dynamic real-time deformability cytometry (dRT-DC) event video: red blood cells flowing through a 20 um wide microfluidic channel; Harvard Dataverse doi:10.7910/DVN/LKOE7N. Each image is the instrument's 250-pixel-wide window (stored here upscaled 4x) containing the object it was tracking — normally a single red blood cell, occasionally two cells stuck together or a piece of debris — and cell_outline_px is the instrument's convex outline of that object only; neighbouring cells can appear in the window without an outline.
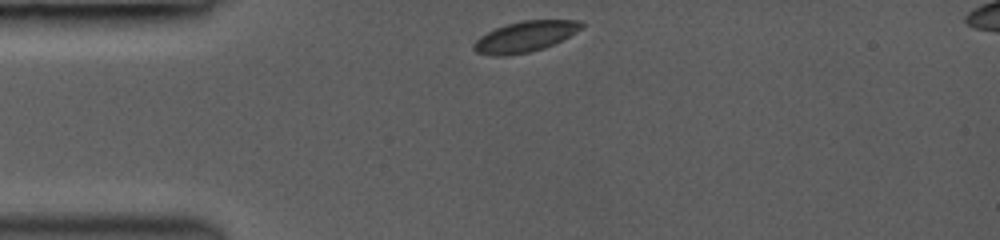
{"species": "common noctule bat (a hibernating species)", "species_latin": "Nyctalus noctula", "temperature_condition": "room temperature", "stored_images_in_passage": 3, "camera_frame_rate_fps": 3000, "um_per_image_px": 0.085, "animal": {"sex": "female", "body_mass_g": 19.0, "forearm_length_mm": 53.3}, "frame": {"image": 1, "passage_image": 1, "time_ms": 0.0, "image_size_px": [1000, 240], "cell_outline_px": [[584, 24], [580, 28], [568, 36], [544, 48], [528, 52], [508, 56], [492, 56], [476, 52], [472, 48], [472, 44], [480, 36], [496, 28], [508, 24], [524, 20], [584, 20]], "centroid_in_image_um": [44.59, 3.12], "position_along_channel_um": 40.4, "area_um2": 19.07}}